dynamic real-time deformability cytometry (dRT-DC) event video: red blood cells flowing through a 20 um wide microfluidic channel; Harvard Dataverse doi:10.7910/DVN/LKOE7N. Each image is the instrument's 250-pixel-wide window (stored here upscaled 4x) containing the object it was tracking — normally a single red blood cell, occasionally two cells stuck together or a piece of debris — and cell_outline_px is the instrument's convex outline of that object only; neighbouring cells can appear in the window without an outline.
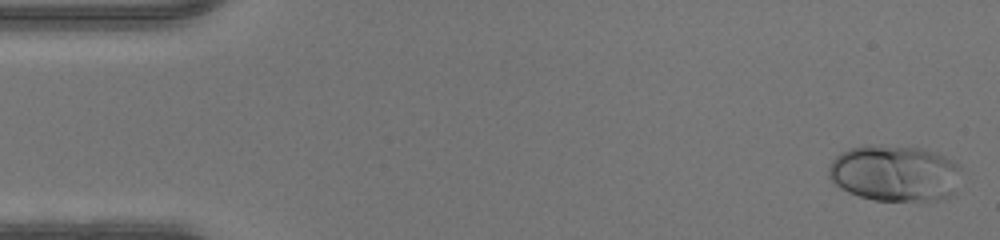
{"species": "human", "species_latin": "Homo sapiens", "temperature_condition": "warm", "stored_images_in_passage": 47, "camera_frame_rate_fps": 3000, "um_per_image_px": 0.085, "donor": {"sex": "male"}, "frame": {"image": 1, "passage_image": 1, "time_ms": 0.0, "image_size_px": [1000, 240], "cell_outline_px": [[960, 168], [952, 196], [936, 200], [876, 200], [860, 196], [848, 192], [840, 188], [828, 176], [828, 168], [832, 160], [840, 152], [848, 148], [864, 144], [880, 144], [924, 148], [936, 152], [960, 164]], "centroid_in_image_um": [76.02, 14.69], "position_along_channel_um": 9.0, "area_um2": 43.81}}
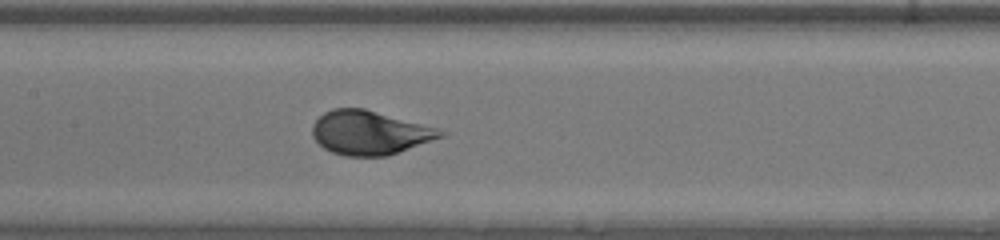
{"frame": {"image": 2, "passage_image": 22, "time_ms": 7.0, "image_size_px": [1000, 240], "cell_outline_px": [[448, 132], [444, 136], [388, 156], [344, 156], [332, 152], [324, 148], [312, 136], [312, 124], [324, 112], [332, 108], [364, 108], [436, 128]], "centroid_in_image_um": [31.4, 11.28], "position_along_channel_um": 176.0, "area_um2": 32.66}}
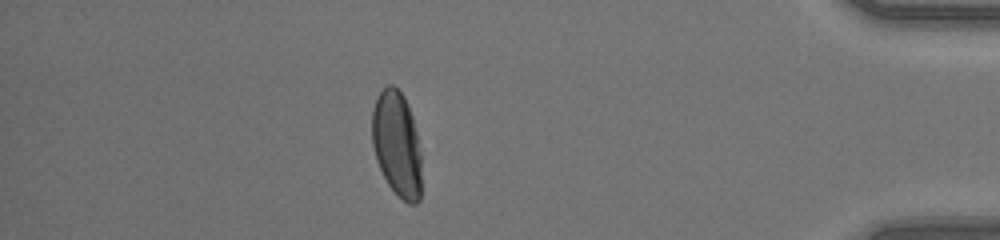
{"frame": {"image": 3, "passage_image": 41, "time_ms": 13.333, "image_size_px": [1000, 240], "cell_outline_px": [[420, 200], [416, 204], [408, 204], [388, 184], [376, 160], [372, 144], [372, 108], [376, 96], [388, 84], [392, 84], [404, 96], [408, 104], [412, 116], [416, 132], [420, 152]], "centroid_in_image_um": [33.71, 12.21], "position_along_channel_um": 401.5, "area_um2": 30.23}}